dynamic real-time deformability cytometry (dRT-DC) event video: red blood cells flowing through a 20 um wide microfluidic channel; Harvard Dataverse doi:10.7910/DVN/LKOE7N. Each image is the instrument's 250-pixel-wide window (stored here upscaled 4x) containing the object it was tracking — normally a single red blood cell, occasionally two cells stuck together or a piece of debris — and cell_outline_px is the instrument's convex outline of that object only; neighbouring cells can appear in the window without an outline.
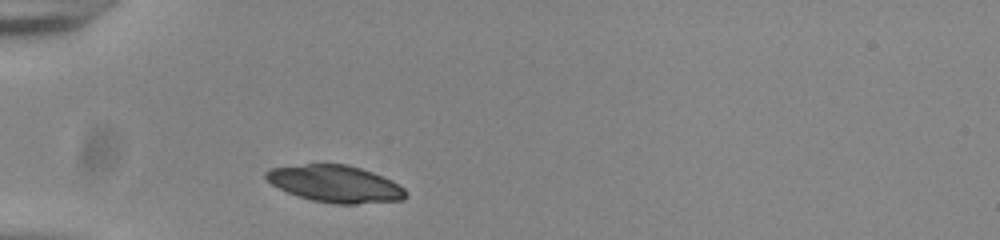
{"species": "common noctule bat (a hibernating species)", "species_latin": "Nyctalus noctula", "temperature_condition": "room temperature", "stored_images_in_passage": 29, "camera_frame_rate_fps": 3000, "um_per_image_px": 0.085, "animal": {"sex": "male", "body_mass_g": 20.0, "forearm_length_mm": 53.3}, "frame": {"image": 1, "passage_image": 1, "time_ms": 0.0, "image_size_px": [1000, 240], "cell_outline_px": [[408, 196], [404, 200], [356, 204], [332, 204], [312, 200], [296, 196], [272, 184], [264, 176], [264, 172], [268, 168], [304, 164], [348, 164], [372, 172], [392, 180], [404, 188]], "centroid_in_image_um": [28.5, 15.63], "position_along_channel_um": 56.5, "area_um2": 30.29}}
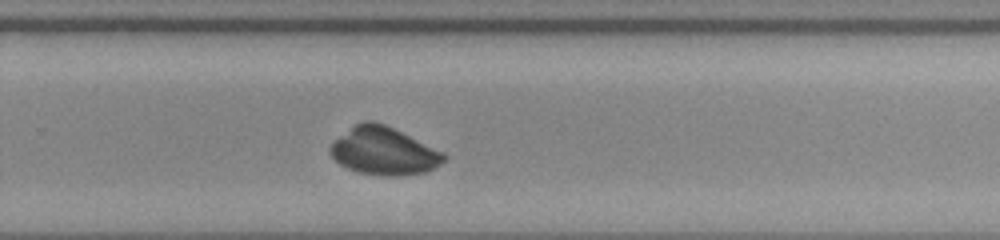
{"frame": {"image": 2, "passage_image": 21, "time_ms": 6.667, "image_size_px": [1000, 240], "cell_outline_px": [[448, 156], [440, 164], [428, 172], [400, 176], [380, 176], [356, 172], [340, 164], [328, 152], [328, 148], [332, 140], [356, 124], [364, 120], [372, 120], [384, 124], [444, 152]], "centroid_in_image_um": [32.6, 12.85], "position_along_channel_um": 297.2, "area_um2": 31.85}}
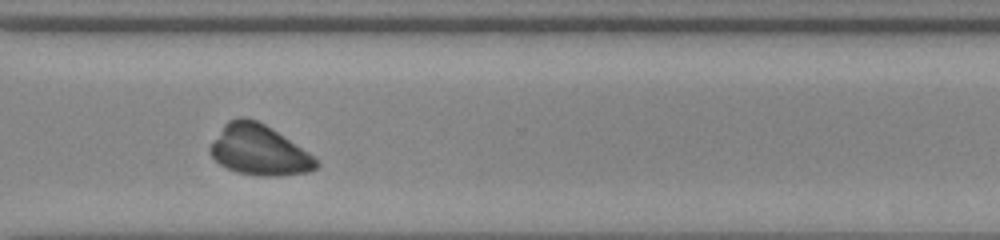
{"frame": {"image": 3, "passage_image": 25, "time_ms": 8.0, "image_size_px": [1000, 240], "cell_outline_px": [[320, 164], [316, 168], [308, 172], [280, 176], [260, 176], [236, 172], [220, 164], [212, 156], [208, 148], [212, 140], [224, 124], [228, 120], [240, 116], [244, 116], [256, 120], [272, 128], [308, 152]], "centroid_in_image_um": [21.99, 12.75], "position_along_channel_um": 348.6, "area_um2": 31.1}}